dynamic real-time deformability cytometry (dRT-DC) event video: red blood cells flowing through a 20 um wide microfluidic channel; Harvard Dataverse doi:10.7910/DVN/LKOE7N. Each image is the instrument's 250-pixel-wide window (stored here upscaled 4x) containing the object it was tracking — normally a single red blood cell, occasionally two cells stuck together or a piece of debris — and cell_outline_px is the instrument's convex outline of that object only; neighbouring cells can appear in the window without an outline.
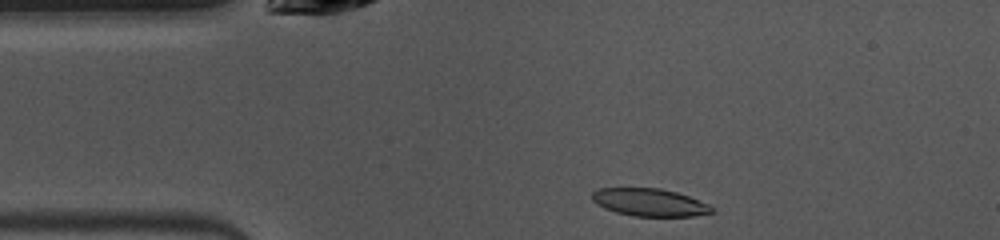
{"species": "common noctule bat (a hibernating species)", "species_latin": "Nyctalus noctula", "temperature_condition": "warm", "stored_images_in_passage": 41, "camera_frame_rate_fps": 3000, "um_per_image_px": 0.085, "animal": {"sex": "female", "body_mass_g": 10.0, "forearm_length_mm": 53.1}, "frame": {"image": 1, "passage_image": 1, "time_ms": 0.0, "image_size_px": [1000, 240], "cell_outline_px": [[716, 212], [692, 216], [632, 216], [616, 212], [604, 208], [596, 204], [592, 200], [592, 192], [596, 188], [660, 188], [676, 192], [688, 196], [708, 204]], "centroid_in_image_um": [55.18, 17.2], "position_along_channel_um": 29.8, "area_um2": 19.31}}
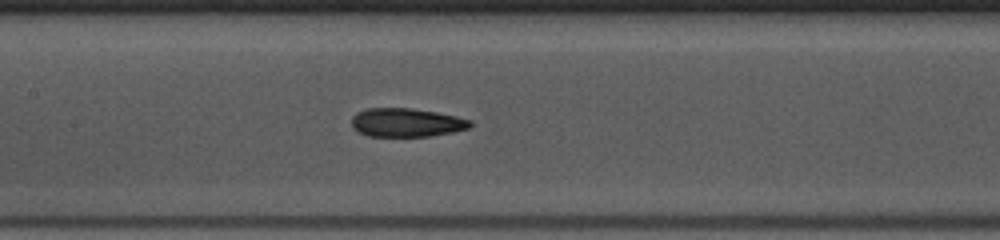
{"frame": {"image": 2, "passage_image": 14, "time_ms": 4.333, "image_size_px": [1000, 240], "cell_outline_px": [[472, 124], [468, 128], [452, 132], [428, 136], [368, 136], [352, 128], [352, 116], [356, 112], [368, 108], [412, 108], [436, 112], [456, 116], [472, 120]], "centroid_in_image_um": [34.53, 10.41], "position_along_channel_um": 172.9, "area_um2": 19.77}}
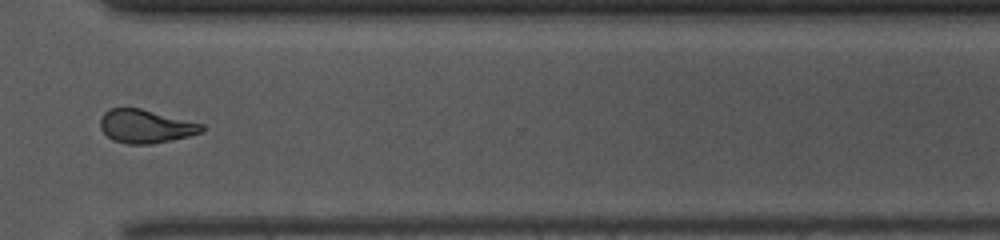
{"frame": {"image": 3, "passage_image": 28, "time_ms": 9.0, "image_size_px": [1000, 240], "cell_outline_px": [[204, 132], [188, 136], [152, 144], [128, 144], [112, 140], [100, 128], [100, 120], [104, 112], [112, 108], [140, 108], [204, 124]], "centroid_in_image_um": [12.38, 10.74], "position_along_channel_um": 358.2, "area_um2": 19.71}, "authors_computed_cell_mechanics": {"area_um2": 20.3456, "velocity_mm_per_s": 3.9807, "shape_relaxation_time_tau1_ms": 11.1835, "shape_relaxation_time_tau2_ms": 2.5348, "deformation_change_tau1": 0.2249, "deformation_change_tau2": 0.0854}}